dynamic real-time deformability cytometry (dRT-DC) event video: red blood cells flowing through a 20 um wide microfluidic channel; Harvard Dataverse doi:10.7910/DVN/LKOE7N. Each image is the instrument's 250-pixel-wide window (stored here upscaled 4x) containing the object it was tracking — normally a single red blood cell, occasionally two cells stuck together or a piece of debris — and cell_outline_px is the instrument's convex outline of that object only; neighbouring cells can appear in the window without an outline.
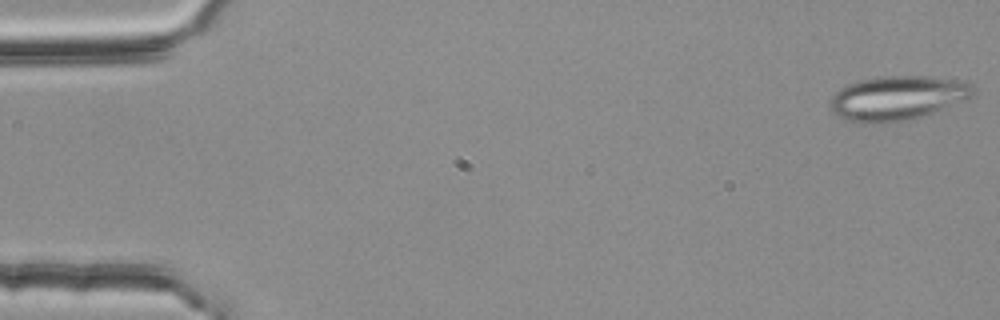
{"species": "common noctule bat (a hibernating species)", "species_latin": "Nyctalus noctula", "temperature_condition": "room temperature", "stored_images_in_passage": 54, "camera_frame_rate_fps": 3000, "um_per_image_px": 0.085, "animal": {"sex": "female", "body_mass_g": 25.1}, "frame": {"image": 1, "passage_image": 1, "time_ms": 0.0, "image_size_px": [1000, 320], "cell_outline_px": [[976, 96], [932, 112], [920, 116], [900, 120], [864, 124], [848, 120], [832, 112], [828, 100], [840, 88], [848, 84], [860, 80], [880, 76], [928, 76], [968, 80], [976, 88]], "centroid_in_image_um": [76.32, 8.29], "position_along_channel_um": 8.7, "area_um2": 37.05}}
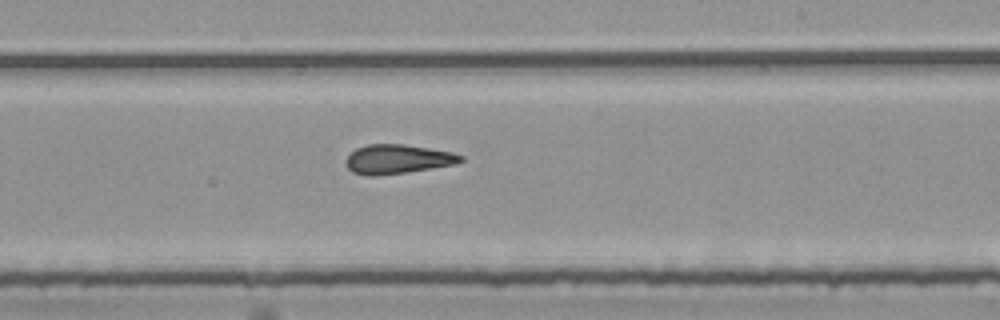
{"frame": {"image": 2, "passage_image": 32, "time_ms": 10.333, "image_size_px": [1000, 320], "cell_outline_px": [[464, 160], [456, 164], [432, 168], [404, 172], [372, 176], [368, 176], [352, 172], [348, 168], [344, 160], [356, 148], [368, 144], [404, 144], [452, 152], [464, 156]], "centroid_in_image_um": [33.79, 13.52], "position_along_channel_um": 255.2, "area_um2": 19.48}}
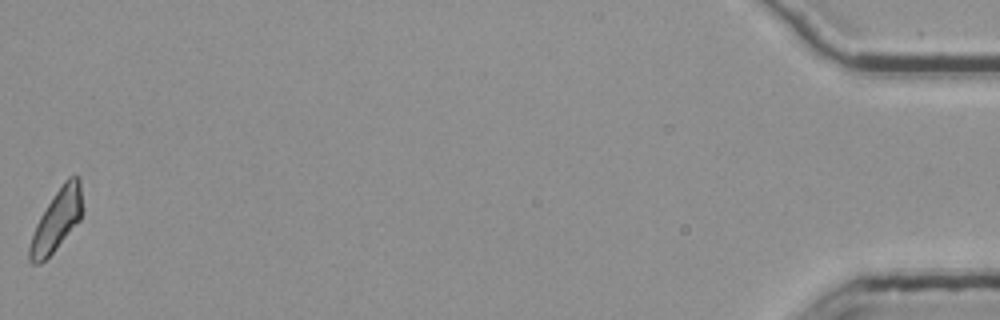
{"frame": {"image": 3, "passage_image": 54, "time_ms": 17.667, "image_size_px": [1000, 320], "cell_outline_px": [[84, 212], [80, 220], [56, 248], [40, 264], [32, 264], [28, 260], [28, 248], [36, 224], [40, 216], [64, 180], [68, 176], [76, 172], [80, 176], [84, 208]], "centroid_in_image_um": [4.86, 18.66], "position_along_channel_um": 430.3, "area_um2": 19.13}, "authors_computed_cell_mechanics": {"area_um2": 19.6231, "velocity_mm_per_s": 3.7802, "shape_relaxation_time_tau1_ms": null, "shape_relaxation_time_tau2_ms": 4.0792, "deformation_change_tau1": null, "deformation_change_tau2": 0.1494}}